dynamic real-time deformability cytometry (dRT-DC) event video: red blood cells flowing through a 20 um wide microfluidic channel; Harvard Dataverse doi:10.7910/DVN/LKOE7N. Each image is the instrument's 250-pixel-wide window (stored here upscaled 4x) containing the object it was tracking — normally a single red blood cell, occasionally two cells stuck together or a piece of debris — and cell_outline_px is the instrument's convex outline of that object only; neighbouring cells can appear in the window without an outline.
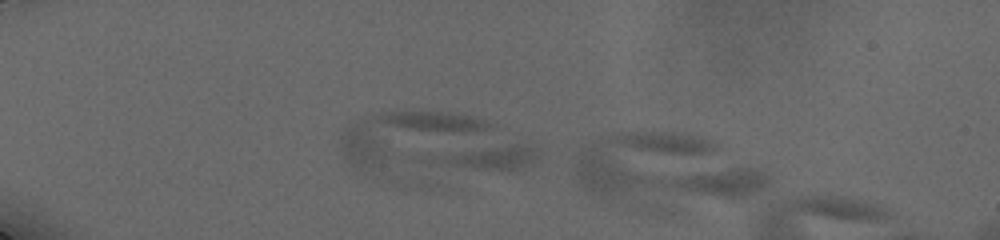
{"species": "human", "species_latin": "Homo sapiens", "temperature_condition": "cold", "stored_images_in_passage": 6, "camera_frame_rate_fps": 3000, "um_per_image_px": 0.085, "donor": {"sex": "male"}, "frame": {"image": 1, "passage_image": 2, "time_ms": 0.333, "image_size_px": [1000, 240], "cell_outline_px": [[540, 152], [536, 160], [532, 164], [516, 168], [432, 188], [416, 188], [396, 184], [408, 156], [508, 144], [524, 144]], "centroid_in_image_um": [39.41, 14.01], "position_along_channel_um": 45.6, "area_um2": 28.15}}